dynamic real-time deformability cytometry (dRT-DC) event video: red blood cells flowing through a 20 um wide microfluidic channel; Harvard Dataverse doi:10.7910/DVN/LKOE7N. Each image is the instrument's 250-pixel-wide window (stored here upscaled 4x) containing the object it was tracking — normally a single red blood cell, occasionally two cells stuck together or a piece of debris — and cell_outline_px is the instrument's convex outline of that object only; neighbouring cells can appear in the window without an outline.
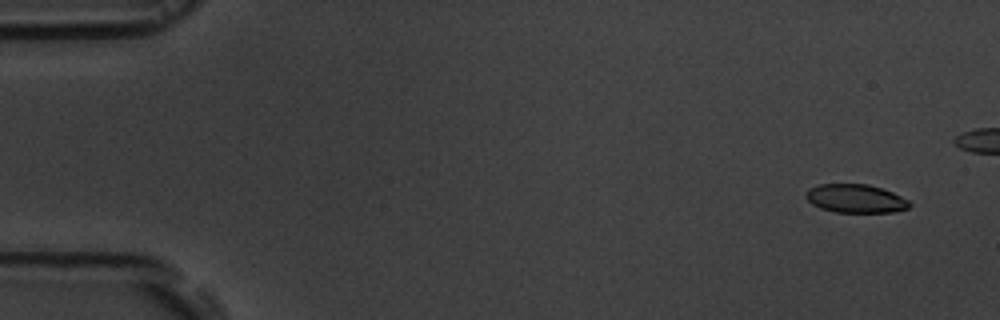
{"species": "common noctule bat (a hibernating species)", "species_latin": "Nyctalus noctula", "temperature_condition": "room temperature", "stored_images_in_passage": 7, "camera_frame_rate_fps": 3000, "um_per_image_px": 0.085, "animal": {"sex": "male", "body_mass_g": 19.5, "forearm_length_mm": 54.6}, "frame": {"image": 1, "passage_image": 2, "time_ms": 1.0, "image_size_px": [1000, 320], "cell_outline_px": [[912, 204], [908, 208], [892, 212], [836, 212], [820, 208], [812, 204], [804, 196], [808, 188], [820, 184], [868, 184], [892, 192], [908, 200]], "centroid_in_image_um": [72.7, 16.87], "position_along_channel_um": 12.3, "area_um2": 17.17}}
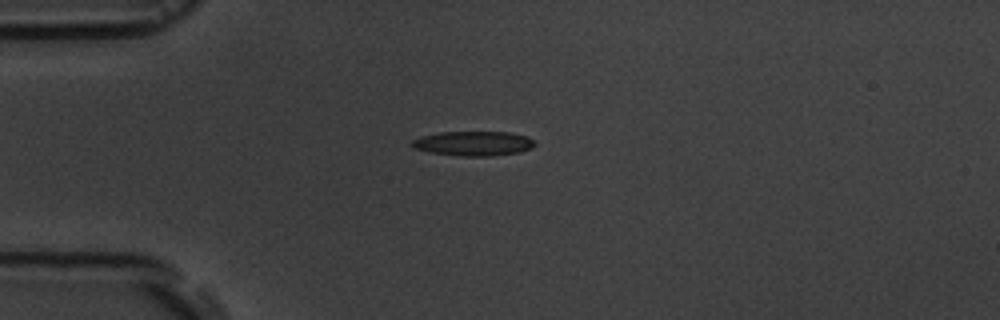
{"frame": {"image": 2, "passage_image": 7, "time_ms": 7.0, "image_size_px": [1000, 320], "cell_outline_px": [[536, 144], [532, 148], [520, 152], [492, 156], [460, 156], [428, 152], [412, 148], [408, 144], [412, 140], [420, 136], [440, 132], [508, 132], [528, 136]], "centroid_in_image_um": [40.2, 12.2], "position_along_channel_um": 44.8, "area_um2": 17.86}}